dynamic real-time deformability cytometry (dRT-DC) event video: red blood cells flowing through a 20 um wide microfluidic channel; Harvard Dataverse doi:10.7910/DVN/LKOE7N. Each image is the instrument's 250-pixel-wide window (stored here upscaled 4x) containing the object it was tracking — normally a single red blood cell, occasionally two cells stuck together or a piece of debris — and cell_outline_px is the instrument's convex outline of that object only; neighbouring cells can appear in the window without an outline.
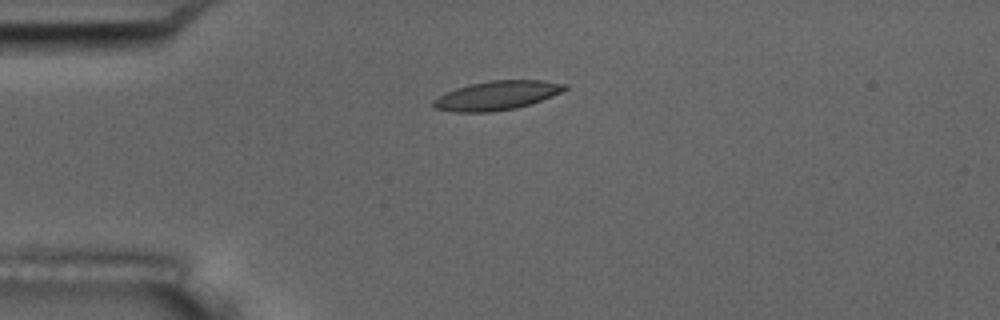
{"species": "common noctule bat (a hibernating species)", "species_latin": "Nyctalus noctula", "temperature_condition": "room temperature", "stored_images_in_passage": 3, "camera_frame_rate_fps": 3000, "um_per_image_px": 0.085, "animal": {"sex": "male", "body_mass_g": 17.5, "forearm_length_mm": 52.3}, "frame": {"image": 1, "passage_image": 2, "time_ms": 1.0, "image_size_px": [1000, 320], "cell_outline_px": [[568, 88], [552, 96], [516, 108], [492, 112], [456, 112], [432, 108], [432, 100], [444, 92], [468, 84], [488, 80], [544, 80], [568, 84]], "centroid_in_image_um": [42.19, 8.11], "position_along_channel_um": 42.8, "area_um2": 22.43}}